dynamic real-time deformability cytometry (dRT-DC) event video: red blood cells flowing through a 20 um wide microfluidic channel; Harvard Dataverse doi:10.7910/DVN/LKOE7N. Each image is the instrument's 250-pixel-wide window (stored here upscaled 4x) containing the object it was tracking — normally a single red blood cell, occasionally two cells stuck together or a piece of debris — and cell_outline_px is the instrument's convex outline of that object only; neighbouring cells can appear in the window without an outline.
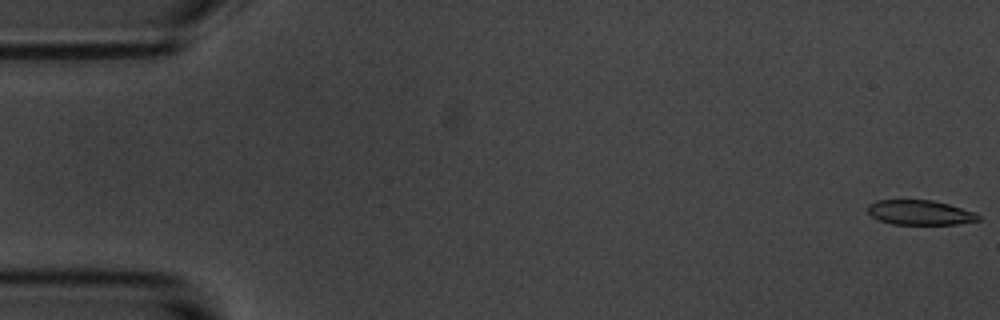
{"species": "common noctule bat (a hibernating species)", "species_latin": "Nyctalus noctula", "temperature_condition": "room temperature", "stored_images_in_passage": 5, "camera_frame_rate_fps": 3000, "um_per_image_px": 0.085, "animal": {"sex": "male", "body_mass_g": 20.1, "forearm_length_mm": 53.5}, "frame": {"image": 1, "passage_image": 1, "time_ms": 0.0, "image_size_px": [1000, 320], "cell_outline_px": [[980, 220], [956, 224], [892, 224], [880, 220], [872, 216], [868, 212], [868, 204], [876, 200], [932, 200], [948, 204], [976, 212], [980, 216]], "centroid_in_image_um": [78.21, 18.06], "position_along_channel_um": 6.8, "area_um2": 15.9}}
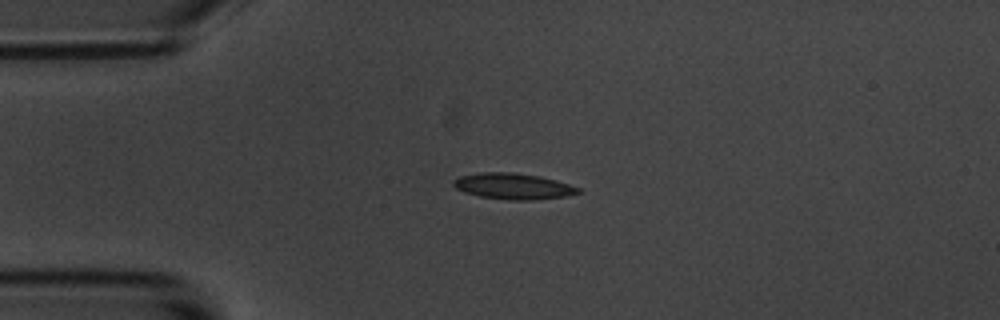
{"frame": {"image": 2, "passage_image": 4, "time_ms": 4.333, "image_size_px": [1000, 320], "cell_outline_px": [[580, 192], [564, 196], [532, 200], [512, 200], [480, 196], [464, 192], [456, 188], [452, 184], [452, 180], [460, 176], [484, 172], [512, 172], [540, 176], [556, 180], [580, 188]], "centroid_in_image_um": [43.6, 15.82], "position_along_channel_um": 41.4, "area_um2": 18.73}}